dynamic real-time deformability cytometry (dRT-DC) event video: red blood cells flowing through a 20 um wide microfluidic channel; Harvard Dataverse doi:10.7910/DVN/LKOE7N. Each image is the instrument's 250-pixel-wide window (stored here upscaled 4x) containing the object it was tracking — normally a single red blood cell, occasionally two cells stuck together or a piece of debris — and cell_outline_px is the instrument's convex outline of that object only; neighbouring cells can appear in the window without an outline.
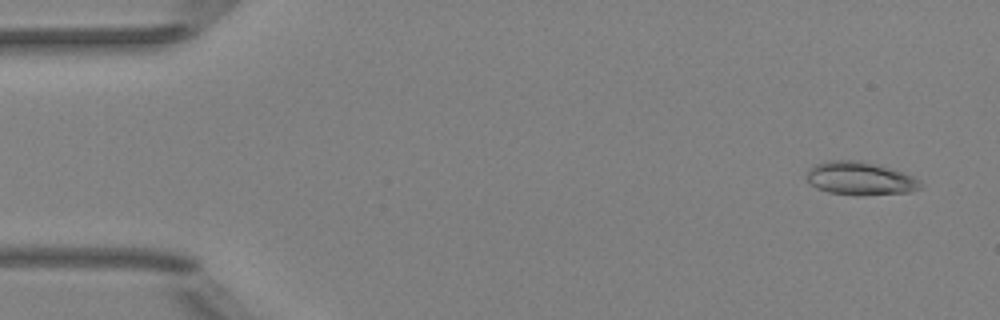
{"species": "Egyptian fruit bat (a non-hibernating species)", "species_latin": "Rousettus aegyptiacus", "temperature_condition": "room temperature", "stored_images_in_passage": 5, "camera_frame_rate_fps": 3000, "um_per_image_px": 0.085, "animal": {"sex": "female"}, "frame": {"image": 1, "passage_image": 1, "time_ms": 0.0, "image_size_px": [1000, 320], "cell_outline_px": [[924, 188], [908, 192], [828, 192], [816, 188], [808, 180], [808, 168], [812, 164], [824, 160], [860, 160], [876, 164], [912, 176], [920, 180], [924, 184]], "centroid_in_image_um": [73.08, 15.1], "position_along_channel_um": 11.9, "area_um2": 21.1}}